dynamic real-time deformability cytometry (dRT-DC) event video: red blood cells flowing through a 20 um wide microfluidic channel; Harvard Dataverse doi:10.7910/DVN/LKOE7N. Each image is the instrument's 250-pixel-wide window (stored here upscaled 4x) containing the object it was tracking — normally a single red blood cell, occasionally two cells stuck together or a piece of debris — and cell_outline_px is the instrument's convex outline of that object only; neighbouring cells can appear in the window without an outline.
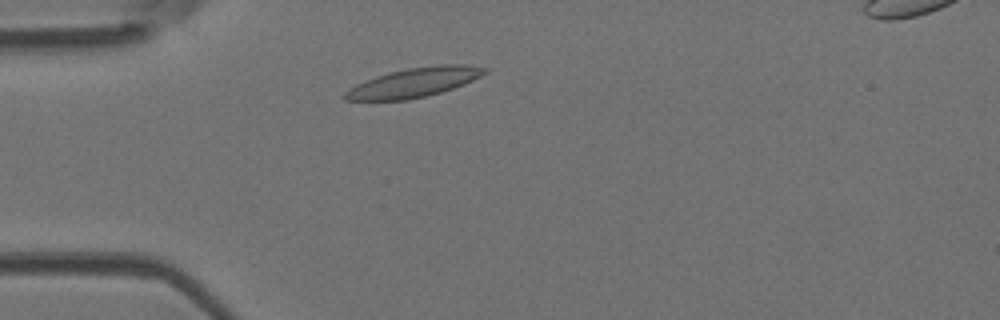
{"species": "Egyptian fruit bat (a non-hibernating species)", "species_latin": "Rousettus aegyptiacus", "temperature_condition": "room temperature", "stored_images_in_passage": 10, "camera_frame_rate_fps": 3000, "um_per_image_px": 0.085, "animal": {"sex": "female"}, "frame": {"image": 1, "passage_image": 1, "time_ms": 0.0, "image_size_px": [1000, 320], "cell_outline_px": [[488, 72], [464, 84], [440, 92], [408, 100], [344, 100], [344, 92], [348, 88], [364, 80], [388, 72], [408, 68], [440, 64], [464, 64], [488, 68]], "centroid_in_image_um": [35.18, 7.0], "position_along_channel_um": 49.8, "area_um2": 23.81}}
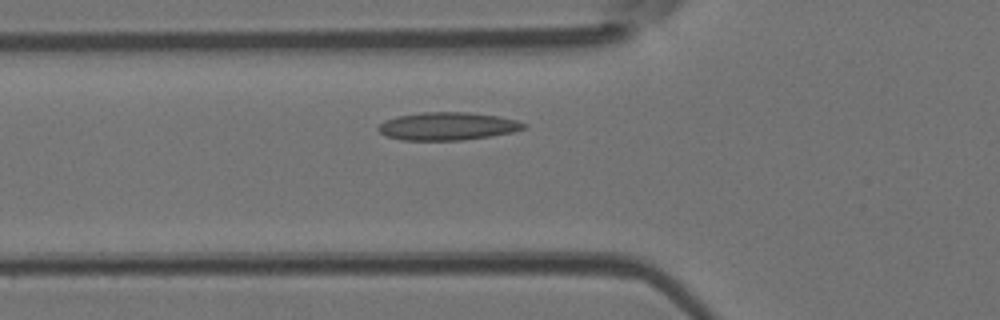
{"frame": {"image": 2, "passage_image": 5, "time_ms": 1.333, "image_size_px": [1000, 320], "cell_outline_px": [[528, 128], [512, 132], [492, 136], [460, 140], [400, 140], [388, 136], [380, 132], [376, 128], [380, 124], [396, 116], [420, 112], [468, 112], [496, 116], [516, 120], [528, 124]], "centroid_in_image_um": [38.07, 10.73], "position_along_channel_um": 87.7, "area_um2": 23.64}}
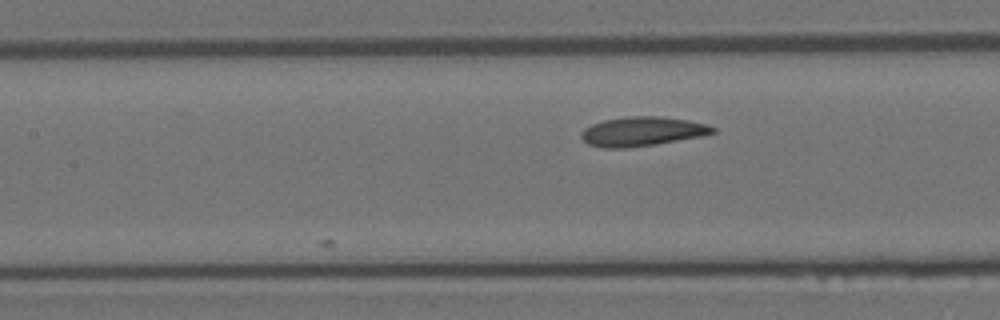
{"frame": {"image": 3, "passage_image": 10, "time_ms": 3.0, "image_size_px": [1000, 320], "cell_outline_px": [[716, 132], [700, 136], [656, 144], [628, 148], [604, 148], [588, 144], [580, 136], [580, 132], [584, 128], [592, 124], [604, 120], [628, 116], [656, 116], [688, 120], [708, 124], [716, 128]], "centroid_in_image_um": [54.57, 11.17], "position_along_channel_um": 152.8, "area_um2": 22.43}}